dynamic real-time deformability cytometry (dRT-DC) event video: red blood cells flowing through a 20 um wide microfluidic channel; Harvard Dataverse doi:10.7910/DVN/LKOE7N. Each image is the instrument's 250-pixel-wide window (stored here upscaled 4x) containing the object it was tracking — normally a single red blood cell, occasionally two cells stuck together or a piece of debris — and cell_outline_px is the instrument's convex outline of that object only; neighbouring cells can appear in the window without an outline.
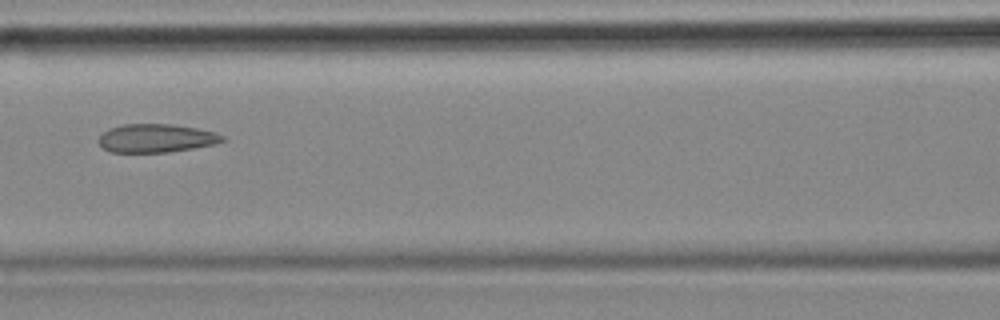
{"species": "common noctule bat (a hibernating species)", "species_latin": "Nyctalus noctula", "temperature_condition": "cold", "stored_images_in_passage": 7, "camera_frame_rate_fps": 3000, "um_per_image_px": 0.085, "animal": {"sex": "female", "body_mass_g": 18.4}, "frame": {"image": 1, "passage_image": 7, "time_ms": 2.0, "image_size_px": [1000, 320], "cell_outline_px": [[224, 140], [212, 144], [192, 148], [168, 152], [112, 152], [104, 148], [100, 144], [100, 136], [108, 128], [124, 124], [172, 124], [196, 128], [216, 132], [224, 136]], "centroid_in_image_um": [13.27, 11.74], "position_along_channel_um": 153.3, "area_um2": 20.23}}